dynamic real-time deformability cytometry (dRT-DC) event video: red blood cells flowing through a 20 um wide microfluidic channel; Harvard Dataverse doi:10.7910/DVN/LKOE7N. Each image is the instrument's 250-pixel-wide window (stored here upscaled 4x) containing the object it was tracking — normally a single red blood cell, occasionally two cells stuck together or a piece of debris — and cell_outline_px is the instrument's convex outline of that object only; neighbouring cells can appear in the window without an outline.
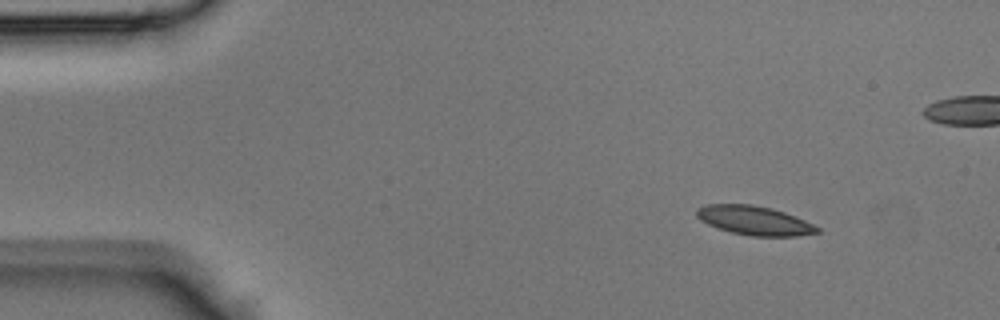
{"species": "Egyptian fruit bat (a non-hibernating species)", "species_latin": "Rousettus aegyptiacus", "temperature_condition": "room temperature", "stored_images_in_passage": 41, "camera_frame_rate_fps": 3000, "um_per_image_px": 0.085, "animal": {"sex": "male"}, "frame": {"image": 1, "passage_image": 1, "time_ms": 0.0, "image_size_px": [1000, 320], "cell_outline_px": [[820, 232], [796, 236], [752, 236], [732, 232], [708, 224], [700, 220], [696, 216], [696, 208], [708, 204], [752, 204], [772, 208], [796, 216], [820, 228]], "centroid_in_image_um": [64.12, 18.73], "position_along_channel_um": 20.9, "area_um2": 20.35}}
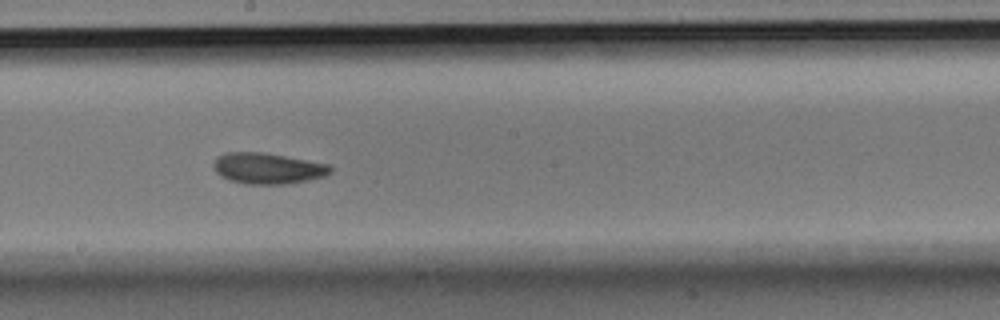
{"frame": {"image": 2, "passage_image": 20, "time_ms": 6.333, "image_size_px": [1000, 320], "cell_outline_px": [[332, 172], [324, 176], [308, 180], [284, 184], [244, 184], [228, 180], [220, 176], [216, 172], [212, 164], [216, 156], [224, 152], [264, 152], [332, 164]], "centroid_in_image_um": [22.74, 14.3], "position_along_channel_um": 225.5, "area_um2": 21.5}}
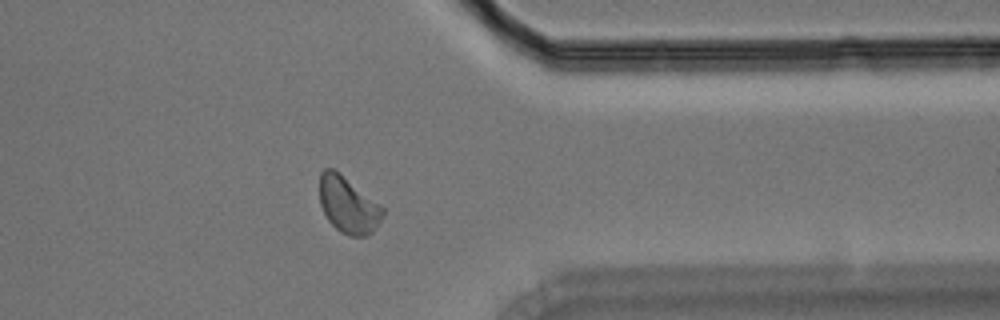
{"frame": {"image": 3, "passage_image": 31, "time_ms": 10.0, "image_size_px": [1000, 320], "cell_outline_px": [[384, 216], [372, 232], [364, 236], [348, 236], [340, 232], [328, 220], [320, 204], [320, 172], [324, 168], [332, 168], [380, 204], [384, 208]], "centroid_in_image_um": [29.59, 17.44], "position_along_channel_um": 381.8, "area_um2": 20.52}}